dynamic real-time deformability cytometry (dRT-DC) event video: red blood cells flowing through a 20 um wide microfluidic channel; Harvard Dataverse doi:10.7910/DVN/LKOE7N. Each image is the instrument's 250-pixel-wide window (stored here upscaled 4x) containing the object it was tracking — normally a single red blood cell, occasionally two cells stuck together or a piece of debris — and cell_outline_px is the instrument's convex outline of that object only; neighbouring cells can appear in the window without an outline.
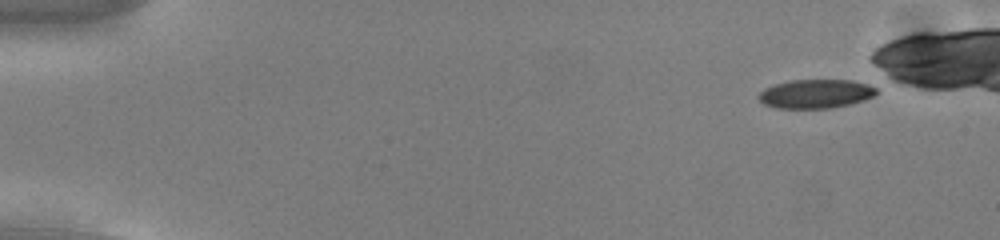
{"species": "common noctule bat (a hibernating species)", "species_latin": "Nyctalus noctula", "temperature_condition": "cold", "stored_images_in_passage": 47, "camera_frame_rate_fps": 3000, "um_per_image_px": 0.085, "animal": {"sex": "male", "body_mass_g": 13.0, "forearm_length_mm": 53.1}, "frame": {"image": 1, "passage_image": 1, "time_ms": 0.0, "image_size_px": [1000, 240], "cell_outline_px": [[876, 92], [872, 96], [864, 100], [832, 108], [776, 108], [764, 104], [760, 100], [760, 92], [764, 88], [776, 84], [792, 80], [852, 80], [868, 84], [876, 88]], "centroid_in_image_um": [69.33, 7.97], "position_along_channel_um": 15.7, "area_um2": 19.59}}
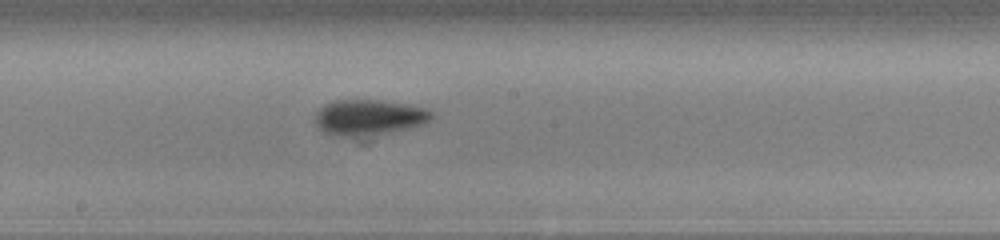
{"frame": {"image": 2, "passage_image": 27, "time_ms": 8.667, "image_size_px": [1000, 240], "cell_outline_px": [[432, 116], [428, 120], [420, 124], [408, 128], [384, 132], [352, 136], [340, 136], [324, 132], [316, 124], [316, 112], [324, 104], [332, 100], [380, 100], [408, 104], [424, 108], [432, 112]], "centroid_in_image_um": [31.31, 9.94], "position_along_channel_um": 216.9, "area_um2": 23.52}}
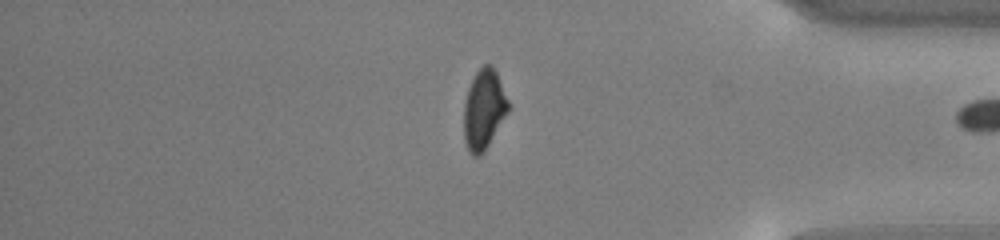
{"frame": {"image": 3, "passage_image": 43, "time_ms": 14.0, "image_size_px": [1000, 240], "cell_outline_px": [[508, 112], [484, 152], [480, 156], [472, 156], [468, 152], [464, 140], [464, 104], [468, 88], [476, 72], [484, 64], [492, 64], [496, 72], [508, 100]], "centroid_in_image_um": [41.11, 9.33], "position_along_channel_um": 394.1, "area_um2": 20.58}}